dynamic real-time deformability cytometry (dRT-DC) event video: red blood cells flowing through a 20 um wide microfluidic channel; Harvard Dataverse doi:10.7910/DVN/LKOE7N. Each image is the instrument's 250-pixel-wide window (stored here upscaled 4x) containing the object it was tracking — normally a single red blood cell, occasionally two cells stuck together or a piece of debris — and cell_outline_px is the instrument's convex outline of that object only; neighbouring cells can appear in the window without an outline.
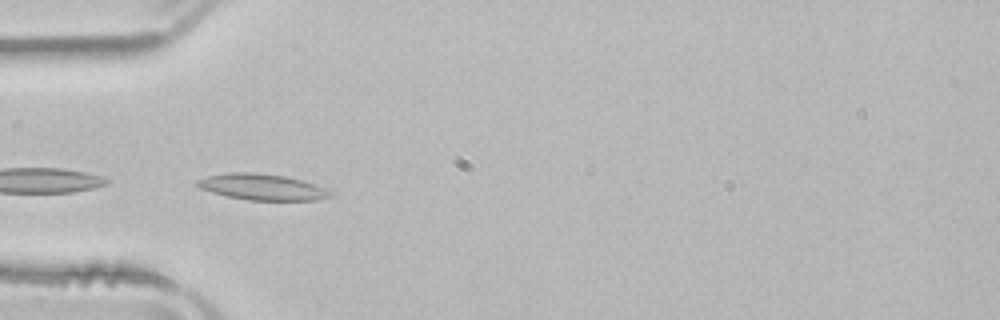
{"species": "common noctule bat (a hibernating species)", "species_latin": "Nyctalus noctula", "temperature_condition": "room temperature", "stored_images_in_passage": 4, "camera_frame_rate_fps": 3000, "um_per_image_px": 0.085, "animal": {"sex": "male", "body_mass_g": 21.5, "forearm_length_mm": 52.0}, "frame": {"image": 1, "passage_image": 4, "time_ms": 5.0, "image_size_px": [1000, 320], "cell_outline_px": [[328, 196], [316, 200], [248, 200], [228, 196], [212, 192], [200, 188], [196, 184], [196, 180], [208, 176], [224, 172], [256, 172], [284, 176], [300, 180], [324, 188], [328, 192]], "centroid_in_image_um": [22.18, 15.88], "position_along_channel_um": 62.8, "area_um2": 19.83}}